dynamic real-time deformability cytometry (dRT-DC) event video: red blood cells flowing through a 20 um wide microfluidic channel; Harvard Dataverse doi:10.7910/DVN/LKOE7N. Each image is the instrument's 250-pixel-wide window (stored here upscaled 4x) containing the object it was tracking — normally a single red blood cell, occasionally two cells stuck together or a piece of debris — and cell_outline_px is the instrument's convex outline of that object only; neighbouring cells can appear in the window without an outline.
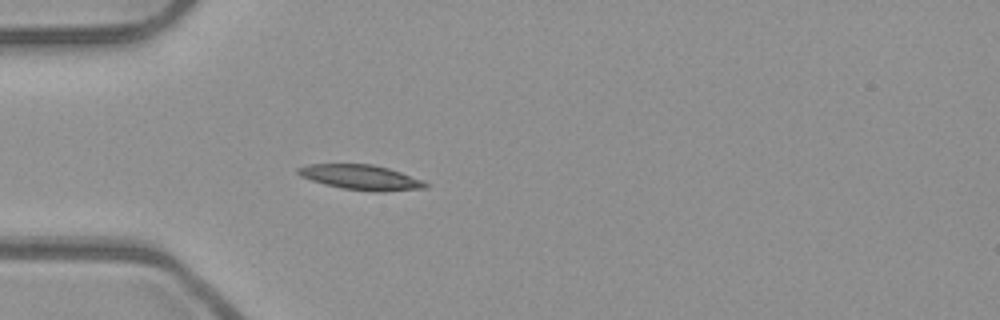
{"species": "common noctule bat (a hibernating species)", "species_latin": "Nyctalus noctula", "temperature_condition": "room temperature", "stored_images_in_passage": 42, "camera_frame_rate_fps": 3000, "um_per_image_px": 0.085, "animal": {"sex": "male", "body_mass_g": 23.1, "forearm_length_mm": 52.7}, "frame": {"image": 1, "passage_image": 8, "time_ms": 2.333, "image_size_px": [1000, 320], "cell_outline_px": [[428, 188], [380, 192], [376, 192], [344, 188], [324, 184], [300, 176], [296, 172], [296, 168], [308, 164], [372, 164], [388, 168], [424, 180], [428, 184]], "centroid_in_image_um": [30.69, 15.07], "position_along_channel_um": 54.3, "area_um2": 18.55}}
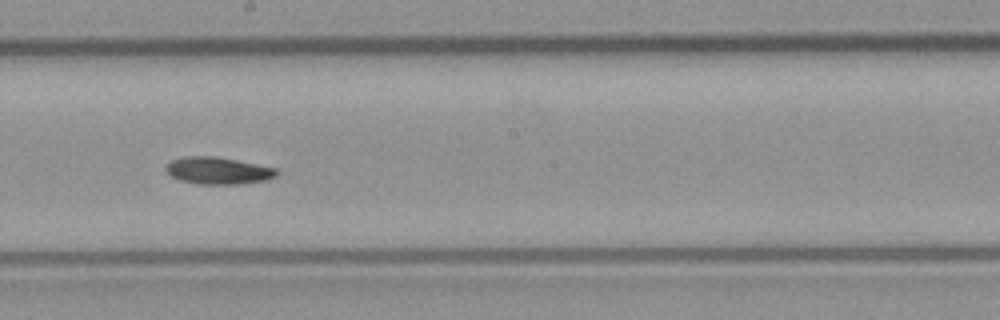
{"frame": {"image": 2, "passage_image": 22, "time_ms": 7.0, "image_size_px": [1000, 320], "cell_outline_px": [[280, 172], [276, 176], [268, 180], [240, 184], [196, 184], [180, 180], [172, 176], [164, 168], [168, 160], [184, 156], [216, 156], [276, 168]], "centroid_in_image_um": [18.52, 14.5], "position_along_channel_um": 229.7, "area_um2": 17.69}}
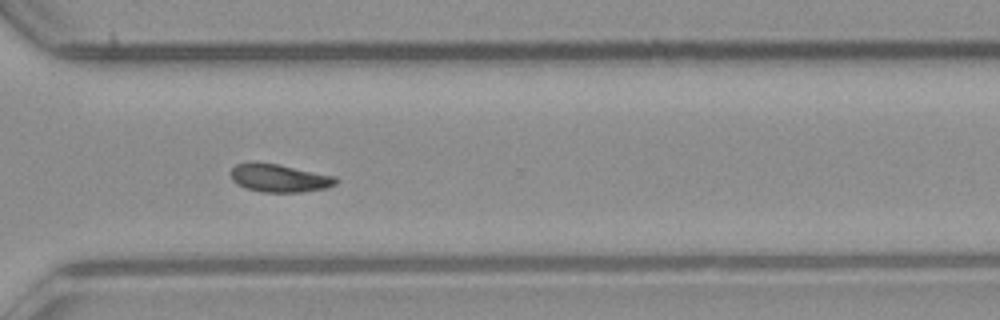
{"frame": {"image": 3, "passage_image": 31, "time_ms": 10.0, "image_size_px": [1000, 320], "cell_outline_px": [[340, 180], [336, 184], [328, 188], [304, 192], [264, 192], [248, 188], [236, 184], [232, 180], [232, 168], [236, 164], [276, 164], [336, 176]], "centroid_in_image_um": [23.84, 15.17], "position_along_channel_um": 346.8, "area_um2": 16.76}, "authors_computed_cell_mechanics": {"area_um2": 17.1377, "velocity_mm_per_s": 3.9152, "shape_relaxation_time_tau1_ms": 7.8498, "shape_relaxation_time_tau2_ms": null, "deformation_change_tau1": 0.1481, "deformation_change_tau2": null}}